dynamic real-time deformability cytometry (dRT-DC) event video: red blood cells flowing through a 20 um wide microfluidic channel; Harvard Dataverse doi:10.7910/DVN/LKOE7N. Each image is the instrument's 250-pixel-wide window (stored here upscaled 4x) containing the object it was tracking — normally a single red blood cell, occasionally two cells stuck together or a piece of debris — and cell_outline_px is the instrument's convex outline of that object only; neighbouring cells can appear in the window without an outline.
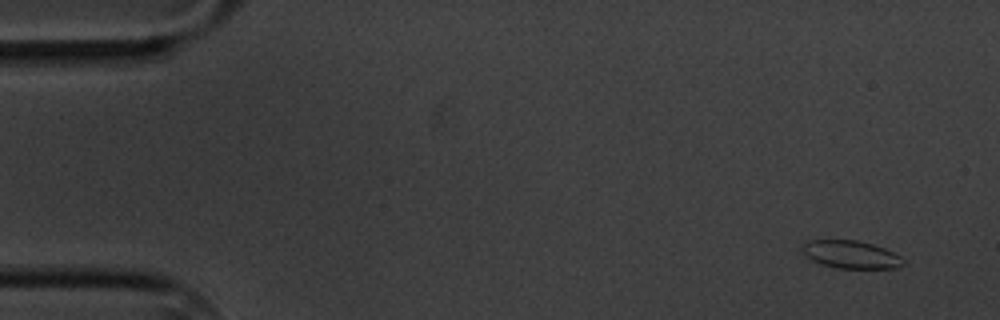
{"species": "common noctule bat (a hibernating species)", "species_latin": "Nyctalus noctula", "temperature_condition": "cold", "stored_images_in_passage": 5, "camera_frame_rate_fps": 3000, "um_per_image_px": 0.085, "animal": {"sex": "male", "body_mass_g": 20.1, "forearm_length_mm": 53.5}, "frame": {"image": 1, "passage_image": 1, "time_ms": 0.0, "image_size_px": [1000, 320], "cell_outline_px": [[904, 264], [896, 268], [840, 268], [820, 264], [812, 260], [804, 252], [804, 244], [808, 240], [856, 240], [872, 244], [884, 248], [900, 256], [904, 260]], "centroid_in_image_um": [72.36, 21.63], "position_along_channel_um": 12.6, "area_um2": 16.07}}